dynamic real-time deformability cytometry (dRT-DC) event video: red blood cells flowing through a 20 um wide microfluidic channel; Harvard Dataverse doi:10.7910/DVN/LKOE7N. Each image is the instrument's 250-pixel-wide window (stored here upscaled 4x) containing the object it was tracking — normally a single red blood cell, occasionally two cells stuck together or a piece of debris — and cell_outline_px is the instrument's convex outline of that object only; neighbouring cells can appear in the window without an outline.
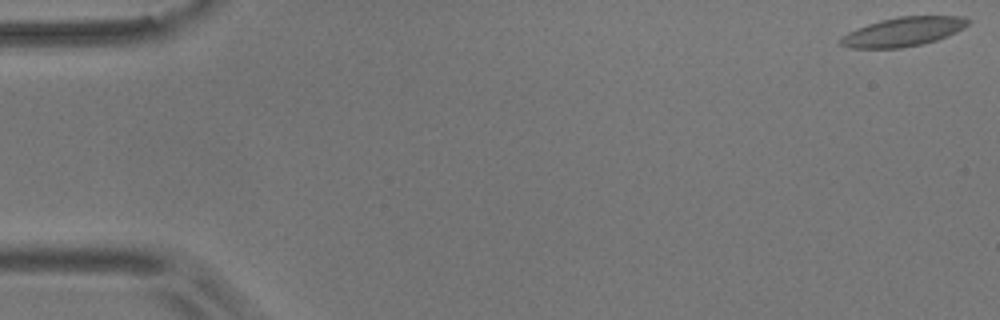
{"species": "common noctule bat (a hibernating species)", "species_latin": "Nyctalus noctula", "temperature_condition": "room temperature", "stored_images_in_passage": 57, "camera_frame_rate_fps": 3000, "um_per_image_px": 0.085, "animal": {"sex": "male", "body_mass_g": 17.9}, "frame": {"image": 1, "passage_image": 1, "time_ms": 0.0, "image_size_px": [1000, 320], "cell_outline_px": [[972, 20], [964, 28], [948, 36], [936, 40], [920, 44], [900, 48], [852, 48], [840, 44], [840, 36], [856, 28], [880, 20], [896, 16], [964, 16]], "centroid_in_image_um": [76.78, 2.68], "position_along_channel_um": 8.2, "area_um2": 21.68}}
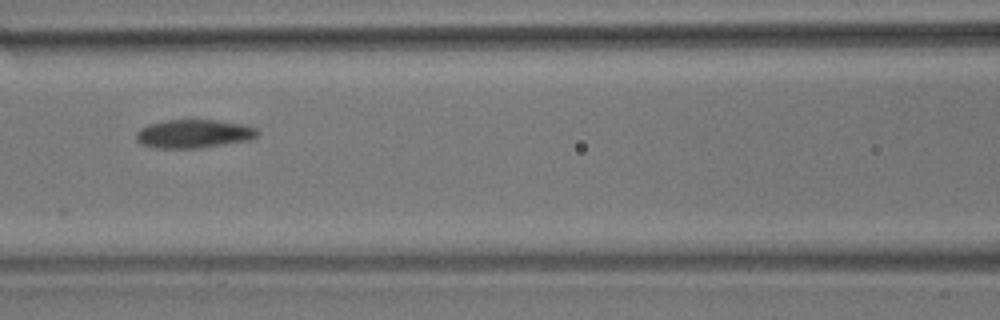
{"frame": {"image": 2, "passage_image": 25, "time_ms": 8.0, "image_size_px": [1000, 320], "cell_outline_px": [[260, 132], [256, 136], [248, 140], [200, 148], [156, 148], [140, 144], [136, 140], [136, 132], [140, 128], [148, 124], [168, 120], [216, 120], [244, 124], [256, 128]], "centroid_in_image_um": [16.45, 11.37], "position_along_channel_um": 150.2, "area_um2": 20.17}}
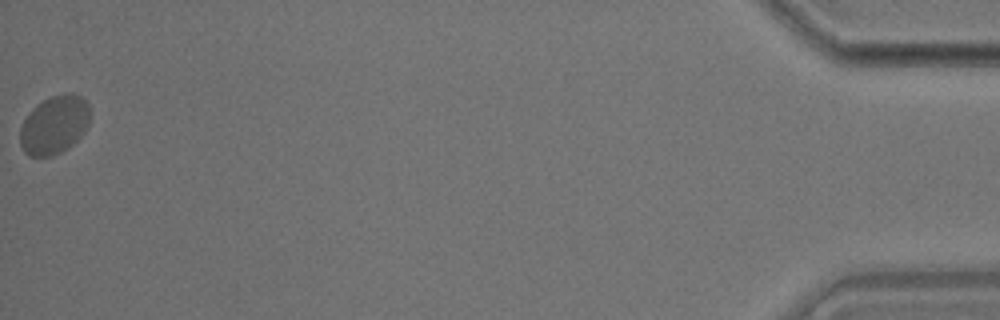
{"frame": {"image": 3, "passage_image": 57, "time_ms": 18.667, "image_size_px": [1000, 320], "cell_outline_px": [[88, 124], [84, 132], [68, 148], [60, 152], [48, 156], [28, 156], [24, 152], [20, 144], [20, 128], [28, 112], [36, 104], [52, 96], [72, 92], [80, 96], [88, 104]], "centroid_in_image_um": [4.58, 10.61], "position_along_channel_um": 430.6, "area_um2": 23.64}, "authors_computed_cell_mechanics": {"area_um2": 21.2126, "velocity_mm_per_s": 3.5373, "shape_relaxation_time_tau1_ms": 2.4271, "shape_relaxation_time_tau2_ms": null, "deformation_change_tau1": 0.0928, "deformation_change_tau2": null}}